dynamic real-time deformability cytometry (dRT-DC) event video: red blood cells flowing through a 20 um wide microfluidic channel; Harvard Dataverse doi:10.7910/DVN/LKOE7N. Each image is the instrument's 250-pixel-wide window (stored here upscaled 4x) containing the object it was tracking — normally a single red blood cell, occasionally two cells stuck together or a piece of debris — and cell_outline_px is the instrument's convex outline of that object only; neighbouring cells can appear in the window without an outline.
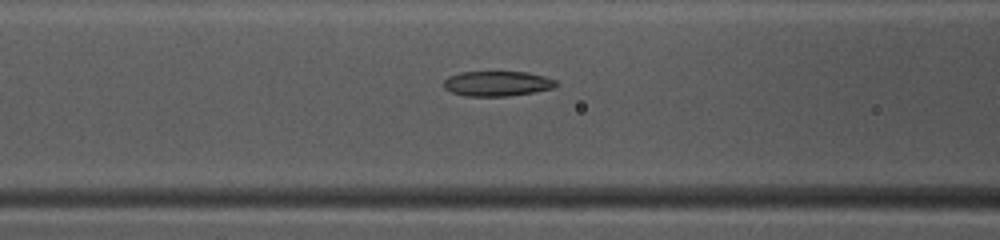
{"species": "common noctule bat (a hibernating species)", "species_latin": "Nyctalus noctula", "temperature_condition": "warm", "stored_images_in_passage": 48, "camera_frame_rate_fps": 3000, "um_per_image_px": 0.085, "animal": {"sex": "female", "body_mass_g": 10.0, "forearm_length_mm": 53.1}, "frame": {"image": 1, "passage_image": 20, "time_ms": 6.333, "image_size_px": [1000, 240], "cell_outline_px": [[560, 84], [556, 88], [536, 92], [508, 96], [464, 96], [452, 92], [444, 88], [444, 80], [448, 76], [460, 72], [528, 72], [544, 76], [556, 80]], "centroid_in_image_um": [42.31, 7.11], "position_along_channel_um": 124.3, "area_um2": 16.65}}
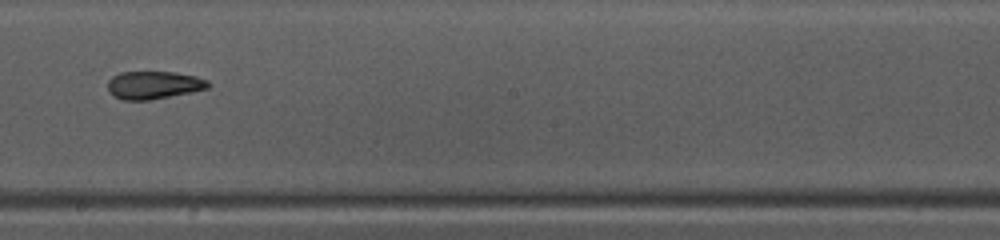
{"frame": {"image": 2, "passage_image": 28, "time_ms": 9.0, "image_size_px": [1000, 240], "cell_outline_px": [[212, 84], [208, 88], [192, 92], [148, 100], [124, 100], [112, 96], [108, 92], [108, 80], [112, 76], [120, 72], [176, 72], [196, 76], [208, 80]], "centroid_in_image_um": [13.06, 7.23], "position_along_channel_um": 235.1, "area_um2": 16.47}}
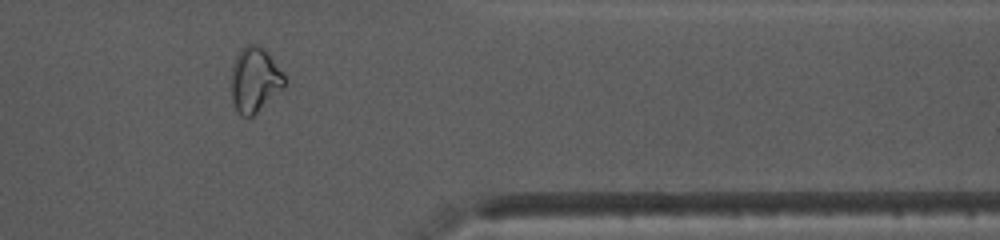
{"frame": {"image": 3, "passage_image": 40, "time_ms": 13.0, "image_size_px": [1000, 240], "cell_outline_px": [[288, 80], [284, 88], [252, 116], [244, 116], [236, 112], [232, 100], [232, 68], [236, 56], [248, 44], [256, 44], [264, 48], [268, 52]], "centroid_in_image_um": [21.68, 6.79], "position_along_channel_um": 389.7, "area_um2": 20.06}, "authors_computed_cell_mechanics": {"area_um2": 18.1781, "velocity_mm_per_s": 4.1466, "shape_relaxation_time_tau1_ms": null, "shape_relaxation_time_tau2_ms": 4.0294, "deformation_change_tau1": null, "deformation_change_tau2": 0.1106}}